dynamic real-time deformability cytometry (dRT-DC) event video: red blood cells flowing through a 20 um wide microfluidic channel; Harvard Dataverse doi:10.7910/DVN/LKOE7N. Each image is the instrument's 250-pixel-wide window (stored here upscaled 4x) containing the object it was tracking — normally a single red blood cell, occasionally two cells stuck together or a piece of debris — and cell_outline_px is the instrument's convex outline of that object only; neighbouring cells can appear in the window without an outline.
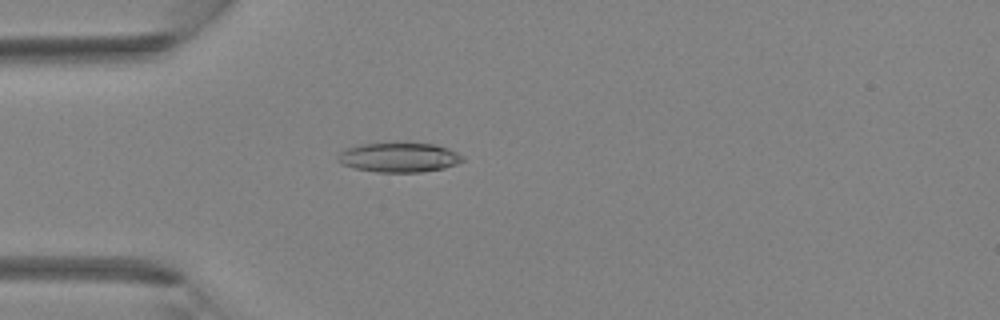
{"species": "Egyptian fruit bat (a non-hibernating species)", "species_latin": "Rousettus aegyptiacus", "temperature_condition": "room temperature", "stored_images_in_passage": 3, "camera_frame_rate_fps": 3000, "um_per_image_px": 0.085, "animal": {"sex": "female"}, "frame": {"image": 1, "passage_image": 3, "time_ms": 0.667, "image_size_px": [1000, 320], "cell_outline_px": [[464, 160], [456, 164], [444, 168], [420, 172], [376, 172], [356, 168], [340, 164], [336, 160], [336, 156], [344, 148], [360, 144], [436, 144], [448, 148], [464, 156]], "centroid_in_image_um": [33.88, 13.39], "position_along_channel_um": 51.1, "area_um2": 21.39}}